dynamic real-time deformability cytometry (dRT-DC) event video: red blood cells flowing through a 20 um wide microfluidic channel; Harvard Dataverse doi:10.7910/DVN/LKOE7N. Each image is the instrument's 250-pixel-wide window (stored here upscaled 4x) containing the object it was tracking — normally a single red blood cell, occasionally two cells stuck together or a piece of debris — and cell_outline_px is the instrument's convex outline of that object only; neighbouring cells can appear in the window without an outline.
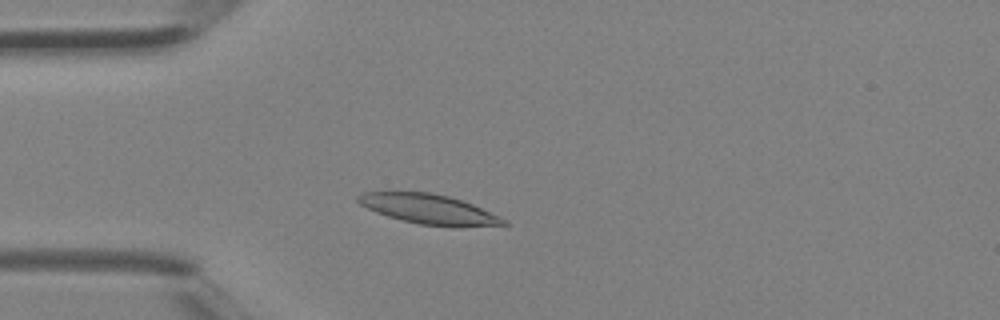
{"species": "Egyptian fruit bat (a non-hibernating species)", "species_latin": "Rousettus aegyptiacus", "temperature_condition": "room temperature", "stored_images_in_passage": 36, "camera_frame_rate_fps": 3000, "um_per_image_px": 0.085, "animal": {"sex": "female"}, "frame": {"image": 1, "passage_image": 7, "time_ms": 2.0, "image_size_px": [1000, 320], "cell_outline_px": [[508, 224], [456, 228], [452, 228], [420, 224], [388, 216], [376, 212], [360, 204], [356, 200], [356, 196], [364, 192], [432, 192], [448, 196], [472, 204], [500, 216], [508, 220]], "centroid_in_image_um": [36.49, 17.79], "position_along_channel_um": 48.5, "area_um2": 25.32}}
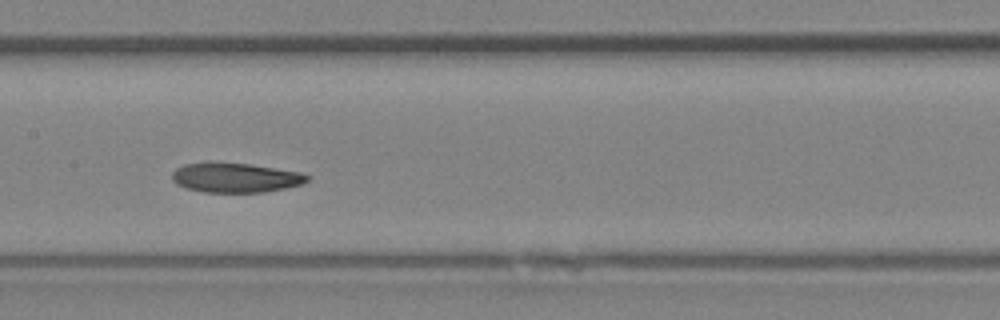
{"frame": {"image": 2, "passage_image": 16, "time_ms": 5.0, "image_size_px": [1000, 320], "cell_outline_px": [[312, 176], [308, 180], [300, 184], [284, 188], [264, 192], [204, 192], [184, 188], [176, 184], [172, 180], [172, 172], [176, 168], [184, 164], [208, 160], [252, 164], [300, 172]], "centroid_in_image_um": [19.95, 15.07], "position_along_channel_um": 187.5, "area_um2": 23.87}}
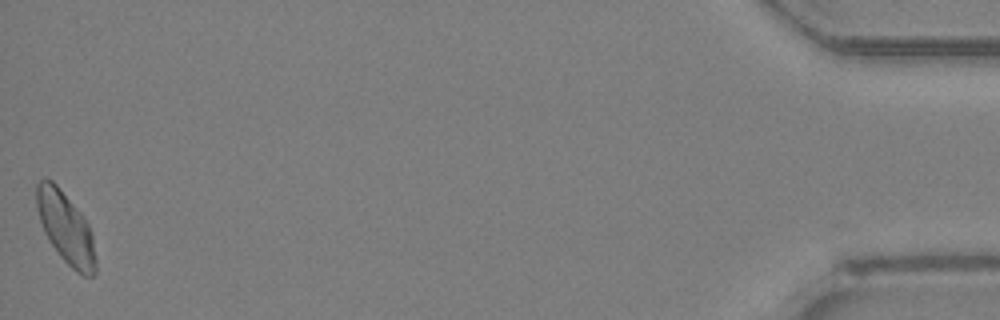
{"frame": {"image": 3, "passage_image": 36, "time_ms": 11.667, "image_size_px": [1000, 320], "cell_outline_px": [[96, 272], [92, 276], [84, 276], [76, 272], [60, 256], [48, 240], [44, 232], [36, 208], [36, 184], [44, 176], [52, 180], [56, 184], [84, 216], [92, 232], [96, 260]], "centroid_in_image_um": [5.58, 19.36], "position_along_channel_um": 429.6, "area_um2": 24.8}}